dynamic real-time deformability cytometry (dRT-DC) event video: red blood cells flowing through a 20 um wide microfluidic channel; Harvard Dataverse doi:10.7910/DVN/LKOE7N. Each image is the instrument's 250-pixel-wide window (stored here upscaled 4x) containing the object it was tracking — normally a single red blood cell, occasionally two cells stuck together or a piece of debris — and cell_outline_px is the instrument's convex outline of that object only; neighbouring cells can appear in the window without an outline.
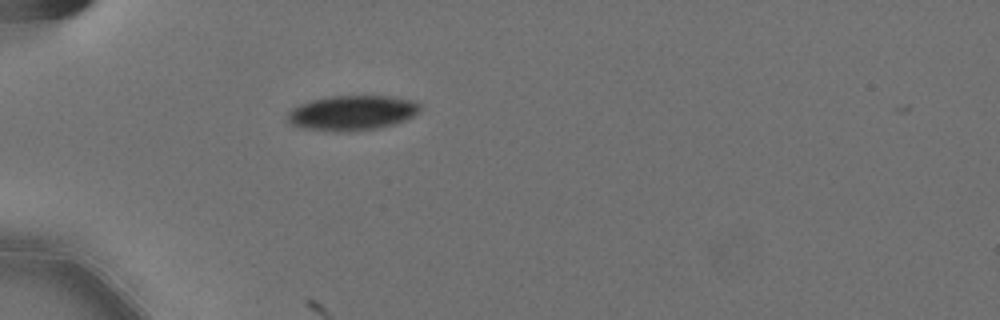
{"species": "Egyptian fruit bat (a non-hibernating species)", "species_latin": "Rousettus aegyptiacus", "temperature_condition": "cold", "stored_images_in_passage": 8, "camera_frame_rate_fps": 3000, "um_per_image_px": 0.085, "animal": {"sex": "female"}, "frame": {"image": 1, "passage_image": 1, "time_ms": 0.0, "image_size_px": [1000, 320], "cell_outline_px": [[420, 112], [404, 120], [380, 128], [352, 132], [336, 132], [300, 128], [292, 124], [288, 120], [288, 112], [292, 108], [300, 104], [312, 100], [332, 96], [388, 96], [412, 100], [420, 104]], "centroid_in_image_um": [29.92, 9.61], "position_along_channel_um": 55.1, "area_um2": 27.05}}